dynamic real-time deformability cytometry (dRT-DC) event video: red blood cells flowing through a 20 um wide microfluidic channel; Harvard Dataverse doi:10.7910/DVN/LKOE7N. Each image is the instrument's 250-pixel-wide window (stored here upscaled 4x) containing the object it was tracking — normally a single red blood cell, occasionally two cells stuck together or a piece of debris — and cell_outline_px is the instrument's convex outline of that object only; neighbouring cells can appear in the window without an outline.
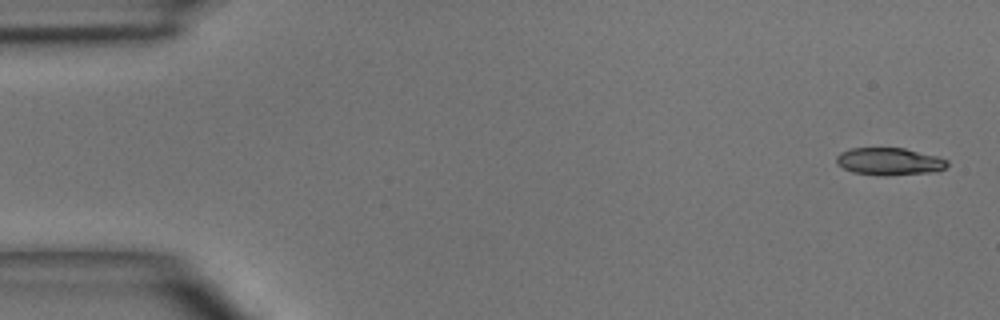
{"species": "common noctule bat (a hibernating species)", "species_latin": "Nyctalus noctula", "temperature_condition": "room temperature", "stored_images_in_passage": 5, "camera_frame_rate_fps": 3000, "um_per_image_px": 0.085, "animal": {"sex": "male", "body_mass_g": 15.6}, "frame": {"image": 1, "passage_image": 1, "time_ms": 0.0, "image_size_px": [1000, 320], "cell_outline_px": [[948, 164], [944, 168], [936, 172], [884, 176], [880, 176], [852, 172], [836, 164], [836, 156], [840, 152], [852, 148], [904, 148], [936, 156], [948, 160]], "centroid_in_image_um": [75.58, 13.73], "position_along_channel_um": 9.4, "area_um2": 17.8}}
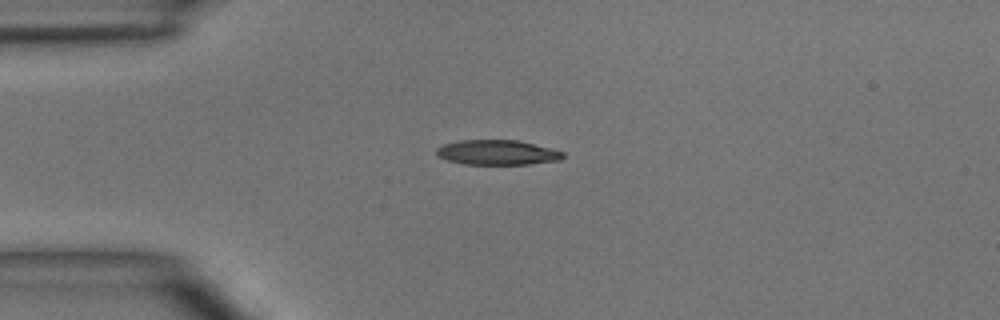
{"frame": {"image": 2, "passage_image": 4, "time_ms": 3.333, "image_size_px": [1000, 320], "cell_outline_px": [[564, 156], [560, 160], [528, 164], [464, 164], [448, 160], [440, 156], [436, 152], [436, 148], [444, 144], [460, 140], [516, 140], [552, 148], [564, 152]], "centroid_in_image_um": [42.29, 12.95], "position_along_channel_um": 42.7, "area_um2": 18.21}}
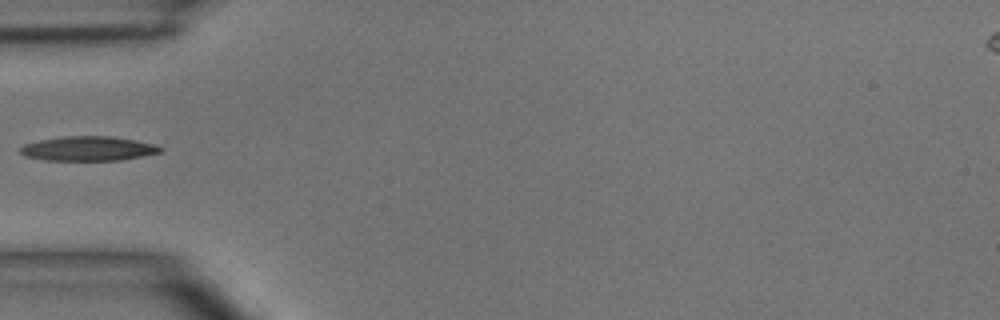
{"frame": {"image": 3, "passage_image": 5, "time_ms": 4.667, "image_size_px": [1000, 320], "cell_outline_px": [[164, 148], [160, 152], [120, 160], [44, 160], [24, 156], [20, 152], [20, 148], [24, 144], [40, 140], [64, 136], [112, 136], [156, 144]], "centroid_in_image_um": [7.49, 12.62], "position_along_channel_um": 77.5, "area_um2": 19.88}}